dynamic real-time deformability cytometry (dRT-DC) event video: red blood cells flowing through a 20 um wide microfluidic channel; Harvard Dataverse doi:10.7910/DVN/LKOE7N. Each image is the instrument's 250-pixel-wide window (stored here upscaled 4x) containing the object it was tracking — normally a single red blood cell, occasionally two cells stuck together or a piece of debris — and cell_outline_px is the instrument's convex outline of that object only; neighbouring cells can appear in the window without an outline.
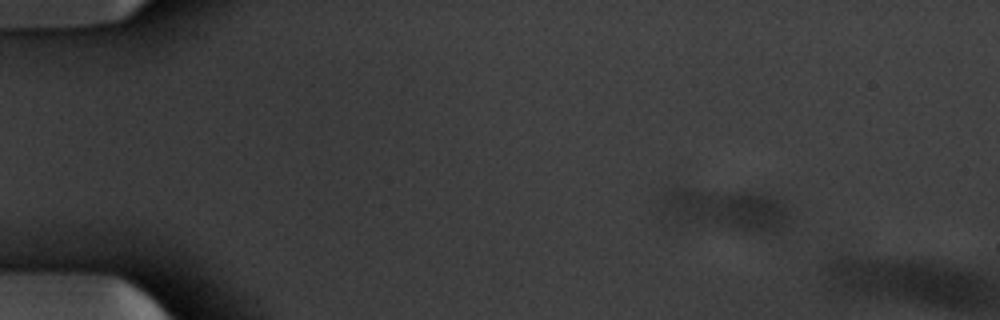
{"species": "common noctule bat (a hibernating species)", "species_latin": "Nyctalus noctula", "temperature_condition": "warm", "stored_images_in_passage": 10, "camera_frame_rate_fps": 3000, "um_per_image_px": 0.085, "animal": {"sex": "male", "body_mass_g": 20.1, "forearm_length_mm": 53.5}, "frame": {"image": 1, "passage_image": 7, "time_ms": 2.0, "image_size_px": [1000, 320], "cell_outline_px": [[792, 220], [780, 232], [764, 232], [668, 224], [660, 200], [660, 196], [664, 192], [672, 188], [684, 188], [748, 192], [772, 196], [780, 200], [788, 208]], "centroid_in_image_um": [61.61, 17.85], "position_along_channel_um": 23.4, "area_um2": 33.0}}